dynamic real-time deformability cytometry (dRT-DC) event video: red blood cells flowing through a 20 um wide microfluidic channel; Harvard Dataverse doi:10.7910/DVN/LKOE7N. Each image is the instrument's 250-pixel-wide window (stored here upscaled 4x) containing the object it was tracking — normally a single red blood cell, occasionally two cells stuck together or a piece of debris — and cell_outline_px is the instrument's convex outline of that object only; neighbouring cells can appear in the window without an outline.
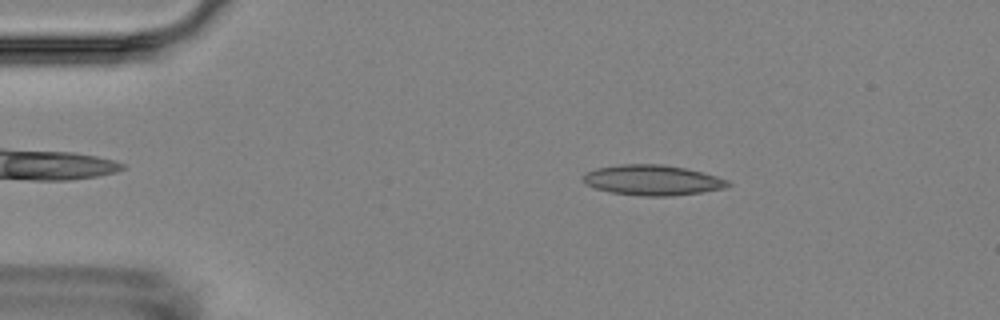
{"species": "Egyptian fruit bat (a non-hibernating species)", "species_latin": "Rousettus aegyptiacus", "temperature_condition": "room temperature", "stored_images_in_passage": 5, "camera_frame_rate_fps": 3000, "um_per_image_px": 0.085, "animal": {"sex": "female"}, "frame": {"image": 1, "passage_image": 2, "time_ms": 1.0, "image_size_px": [1000, 320], "cell_outline_px": [[732, 184], [724, 188], [700, 192], [672, 196], [640, 196], [612, 192], [596, 188], [588, 184], [584, 180], [584, 172], [596, 168], [620, 164], [660, 164], [684, 168], [716, 176], [728, 180]], "centroid_in_image_um": [55.46, 15.31], "position_along_channel_um": 29.5, "area_um2": 25.32}}
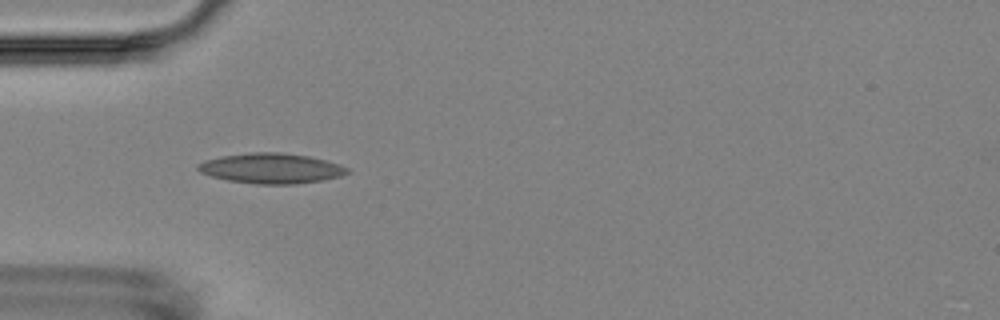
{"frame": {"image": 2, "passage_image": 4, "time_ms": 3.333, "image_size_px": [1000, 320], "cell_outline_px": [[348, 172], [340, 176], [320, 180], [296, 184], [256, 184], [228, 180], [212, 176], [200, 172], [196, 168], [196, 164], [204, 160], [224, 156], [252, 152], [280, 152], [308, 156], [340, 164], [348, 168]], "centroid_in_image_um": [23.02, 14.3], "position_along_channel_um": 62.0, "area_um2": 26.07}}